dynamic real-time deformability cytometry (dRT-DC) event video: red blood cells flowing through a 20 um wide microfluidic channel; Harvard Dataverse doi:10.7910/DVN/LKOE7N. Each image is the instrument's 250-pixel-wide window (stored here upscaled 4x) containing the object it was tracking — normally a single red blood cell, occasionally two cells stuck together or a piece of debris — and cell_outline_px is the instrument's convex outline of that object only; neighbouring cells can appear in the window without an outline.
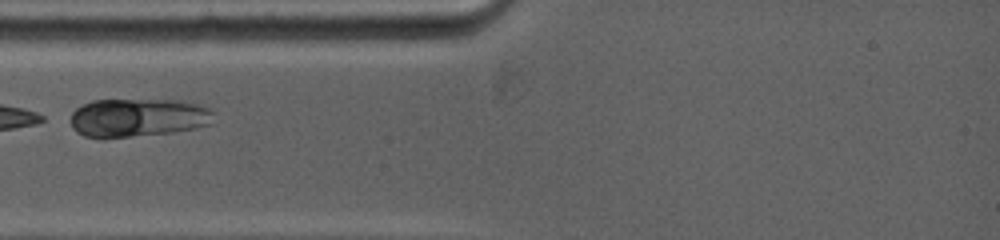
{"species": "common noctule bat (a hibernating species)", "species_latin": "Nyctalus noctula", "temperature_condition": "warm", "stored_images_in_passage": 20, "camera_frame_rate_fps": 5000, "um_per_image_px": 0.085, "animal": {"sex": "female", "body_mass_g": 19.0, "forearm_length_mm": 53.3}, "frame": {"image": 1, "passage_image": 2, "time_ms": 0.6, "image_size_px": [1000, 240], "cell_outline_px": [[212, 124], [196, 128], [172, 132], [100, 140], [84, 136], [76, 132], [72, 128], [72, 112], [76, 108], [92, 100], [180, 100], [212, 108]], "centroid_in_image_um": [11.7, 10.02], "position_along_channel_um": 73.3, "area_um2": 32.48}}
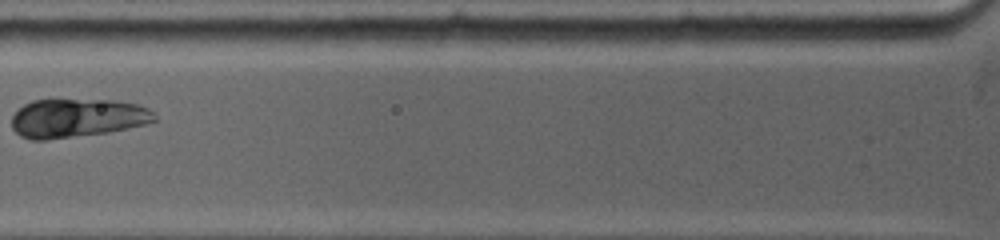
{"frame": {"image": 2, "passage_image": 4, "time_ms": 1.8, "image_size_px": [1000, 240], "cell_outline_px": [[156, 120], [144, 124], [108, 132], [44, 140], [32, 140], [20, 136], [12, 128], [12, 116], [24, 104], [32, 100], [112, 100], [136, 104], [148, 108], [156, 112]], "centroid_in_image_um": [6.55, 10.03], "position_along_channel_um": 119.3, "area_um2": 32.02}}